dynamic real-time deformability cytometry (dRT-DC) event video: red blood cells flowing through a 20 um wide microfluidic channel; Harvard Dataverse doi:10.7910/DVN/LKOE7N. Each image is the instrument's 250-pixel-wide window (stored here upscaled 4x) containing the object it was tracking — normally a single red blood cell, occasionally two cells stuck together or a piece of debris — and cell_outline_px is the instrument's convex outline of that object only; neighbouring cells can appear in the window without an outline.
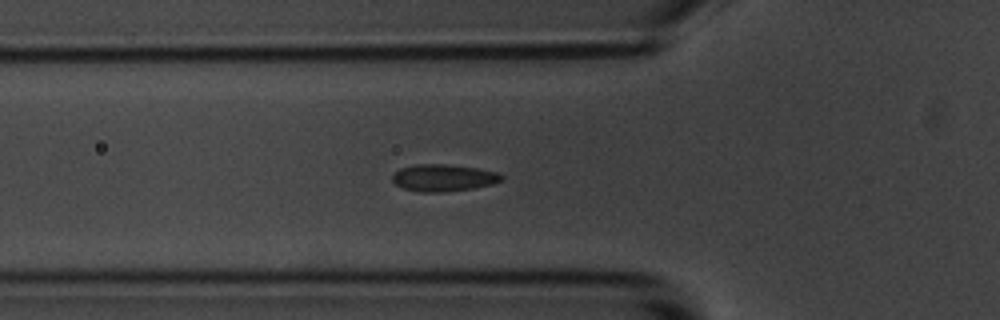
{"species": "common noctule bat (a hibernating species)", "species_latin": "Nyctalus noctula", "temperature_condition": "room temperature", "stored_images_in_passage": 41, "segment_of_instrument_passage": [1, 2], "camera_frame_rate_fps": 3000, "um_per_image_px": 0.085, "animal": {"sex": "male", "body_mass_g": 20.1, "forearm_length_mm": 53.5}, "frame": {"image": 1, "passage_image": 3, "time_ms": 0.667, "image_size_px": [1000, 320], "cell_outline_px": [[504, 180], [492, 184], [472, 188], [444, 192], [420, 192], [404, 188], [396, 184], [392, 180], [392, 176], [400, 168], [416, 164], [444, 164], [476, 168], [496, 172], [504, 176]], "centroid_in_image_um": [37.7, 15.11], "position_along_channel_um": 88.1, "area_um2": 17.05}}
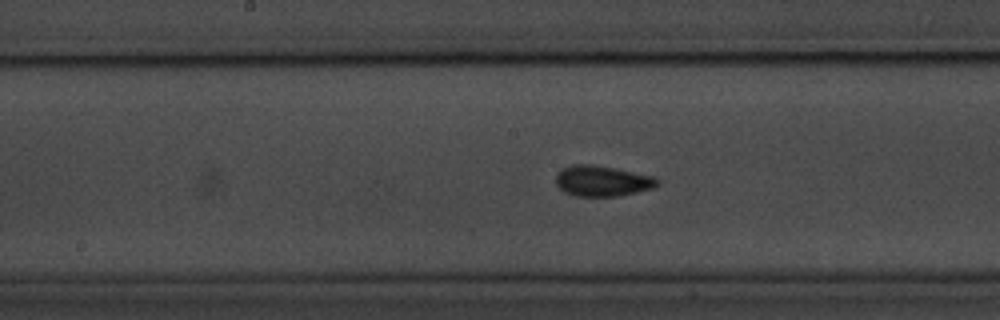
{"frame": {"image": 2, "passage_image": 12, "time_ms": 3.667, "image_size_px": [1000, 320], "cell_outline_px": [[660, 184], [652, 188], [620, 196], [576, 196], [564, 192], [556, 184], [556, 176], [560, 168], [572, 164], [592, 164], [616, 168], [656, 176], [660, 180]], "centroid_in_image_um": [51.21, 15.37], "position_along_channel_um": 197.0, "area_um2": 18.44}}
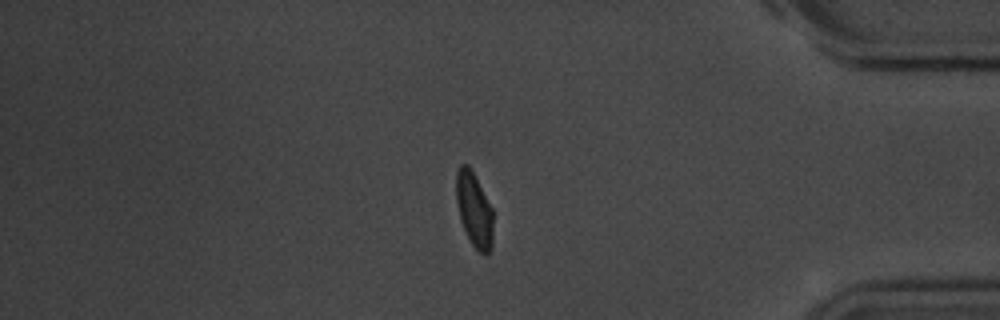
{"frame": {"image": 3, "passage_image": 31, "time_ms": 10.0, "image_size_px": [1000, 320], "cell_outline_px": [[492, 248], [488, 256], [484, 256], [472, 244], [464, 228], [460, 216], [456, 200], [456, 172], [460, 164], [468, 164], [492, 208]], "centroid_in_image_um": [40.3, 17.84], "position_along_channel_um": 394.9, "area_um2": 15.84}}